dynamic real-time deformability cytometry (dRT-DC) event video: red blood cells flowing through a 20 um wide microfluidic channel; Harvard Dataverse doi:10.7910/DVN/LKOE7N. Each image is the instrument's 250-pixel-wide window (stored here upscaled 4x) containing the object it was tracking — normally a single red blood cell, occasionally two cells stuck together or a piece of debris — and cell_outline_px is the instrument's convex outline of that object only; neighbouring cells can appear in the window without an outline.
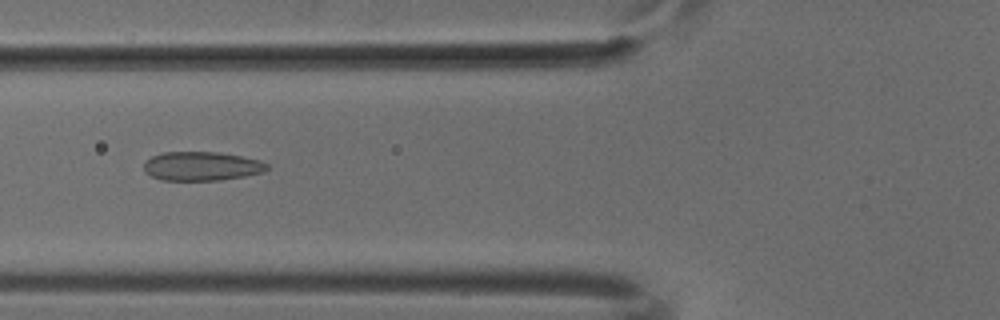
{"species": "common noctule bat (a hibernating species)", "species_latin": "Nyctalus noctula", "temperature_condition": "cold", "stored_images_in_passage": 36, "camera_frame_rate_fps": 3000, "um_per_image_px": 0.085, "animal": {"sex": "male", "body_mass_g": 18.8}, "frame": {"image": 1, "passage_image": 5, "time_ms": 1.333, "image_size_px": [1000, 320], "cell_outline_px": [[268, 168], [264, 172], [244, 176], [220, 180], [160, 180], [144, 172], [144, 160], [152, 156], [164, 152], [220, 152], [260, 160], [268, 164]], "centroid_in_image_um": [17.12, 14.12], "position_along_channel_um": 108.7, "area_um2": 20.87}}
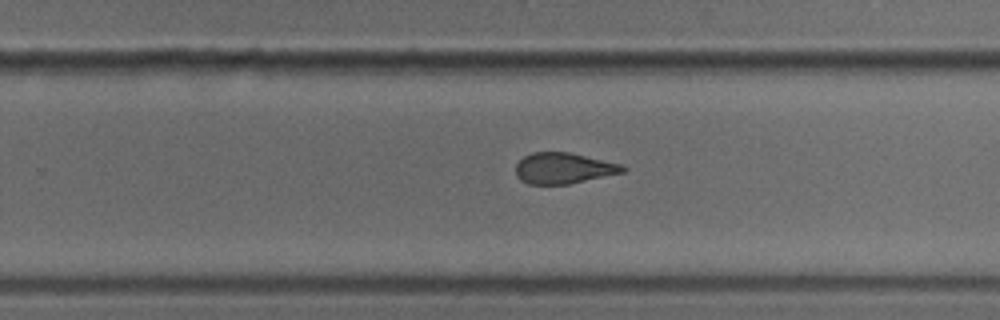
{"frame": {"image": 2, "passage_image": 18, "time_ms": 5.667, "image_size_px": [1000, 320], "cell_outline_px": [[628, 168], [624, 172], [568, 184], [528, 184], [520, 180], [516, 176], [516, 164], [524, 156], [532, 152], [568, 152], [620, 164]], "centroid_in_image_um": [47.87, 14.3], "position_along_channel_um": 281.9, "area_um2": 19.13}}
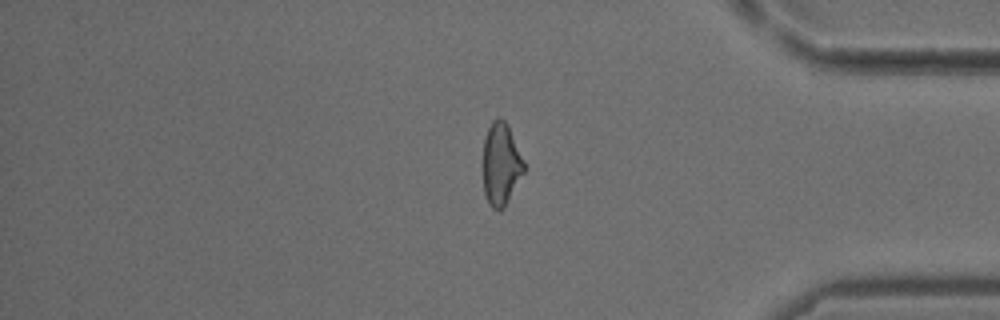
{"frame": {"image": 3, "passage_image": 28, "time_ms": 9.0, "image_size_px": [1000, 320], "cell_outline_px": [[524, 172], [504, 208], [492, 208], [484, 192], [484, 136], [492, 120], [496, 116], [500, 116], [508, 124], [524, 160]], "centroid_in_image_um": [42.6, 13.88], "position_along_channel_um": 392.6, "area_um2": 19.54}}